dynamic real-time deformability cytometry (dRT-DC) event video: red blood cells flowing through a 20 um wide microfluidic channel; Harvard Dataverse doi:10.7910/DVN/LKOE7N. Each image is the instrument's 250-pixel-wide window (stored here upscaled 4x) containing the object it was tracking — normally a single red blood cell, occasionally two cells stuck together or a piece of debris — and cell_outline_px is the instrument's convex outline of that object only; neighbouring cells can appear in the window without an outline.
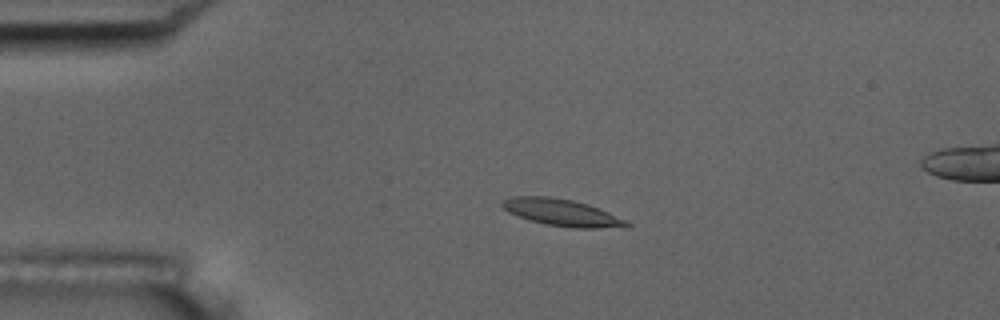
{"species": "common noctule bat (a hibernating species)", "species_latin": "Nyctalus noctula", "temperature_condition": "room temperature", "stored_images_in_passage": 5, "camera_frame_rate_fps": 3000, "um_per_image_px": 0.085, "animal": {"sex": "male", "body_mass_g": 17.5, "forearm_length_mm": 52.3}, "frame": {"image": 1, "passage_image": 4, "time_ms": 3.667, "image_size_px": [1000, 320], "cell_outline_px": [[632, 224], [596, 228], [572, 228], [544, 224], [528, 220], [508, 212], [500, 204], [504, 200], [512, 196], [548, 196], [572, 200], [588, 204], [628, 220]], "centroid_in_image_um": [47.7, 18.05], "position_along_channel_um": 37.3, "area_um2": 19.31}}